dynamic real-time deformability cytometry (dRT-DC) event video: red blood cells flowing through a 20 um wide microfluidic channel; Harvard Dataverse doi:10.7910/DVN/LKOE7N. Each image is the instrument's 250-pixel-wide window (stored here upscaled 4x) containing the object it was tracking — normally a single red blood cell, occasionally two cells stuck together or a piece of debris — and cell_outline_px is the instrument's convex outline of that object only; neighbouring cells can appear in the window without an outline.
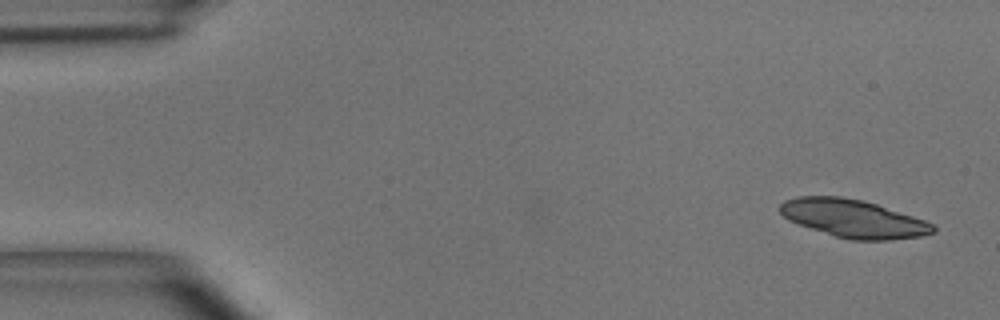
{"species": "common noctule bat (a hibernating species)", "species_latin": "Nyctalus noctula", "temperature_condition": "room temperature", "stored_images_in_passage": 5, "camera_frame_rate_fps": 3000, "um_per_image_px": 0.085, "animal": {"sex": "male", "body_mass_g": 15.6}, "frame": {"image": 1, "passage_image": 1, "time_ms": 0.0, "image_size_px": [1000, 320], "cell_outline_px": [[936, 232], [920, 236], [888, 240], [852, 240], [836, 236], [788, 220], [780, 212], [780, 204], [784, 200], [796, 196], [840, 196], [864, 200], [924, 220], [932, 224], [936, 228]], "centroid_in_image_um": [72.53, 18.56], "position_along_channel_um": 12.5, "area_um2": 33.52}}
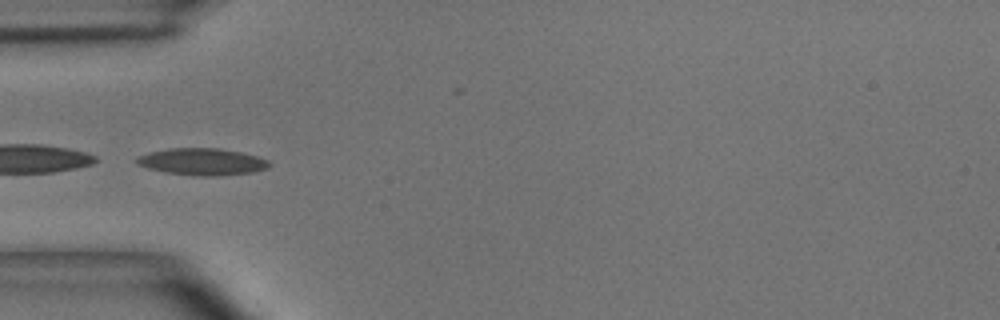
{"frame": {"image": 2, "passage_image": 5, "time_ms": 1.333, "image_size_px": [1000, 320], "cell_outline_px": [[272, 164], [268, 168], [252, 172], [224, 176], [192, 176], [164, 172], [148, 168], [136, 164], [136, 156], [148, 152], [168, 148], [220, 148], [240, 152], [256, 156], [268, 160]], "centroid_in_image_um": [17.16, 13.75], "position_along_channel_um": 67.8, "area_um2": 21.1}}